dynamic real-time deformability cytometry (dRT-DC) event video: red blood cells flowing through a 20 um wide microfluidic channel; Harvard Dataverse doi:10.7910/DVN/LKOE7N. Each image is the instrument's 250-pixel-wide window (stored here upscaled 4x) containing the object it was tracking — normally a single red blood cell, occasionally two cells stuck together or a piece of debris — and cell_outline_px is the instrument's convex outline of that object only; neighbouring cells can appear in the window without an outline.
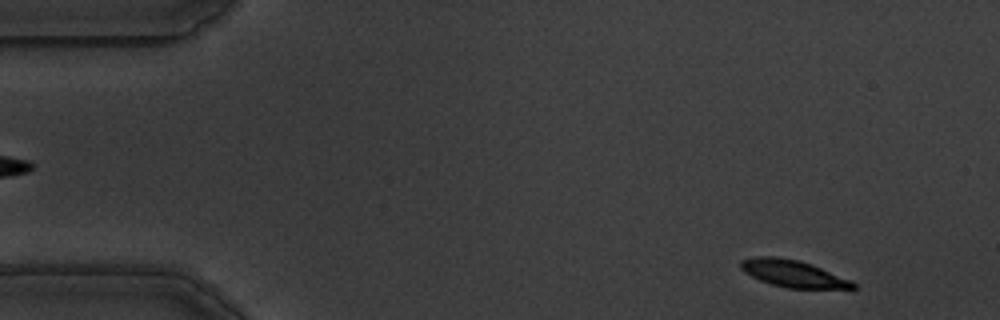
{"species": "common noctule bat (a hibernating species)", "species_latin": "Nyctalus noctula", "temperature_condition": "warm", "stored_images_in_passage": 55, "camera_frame_rate_fps": 3000, "um_per_image_px": 0.085, "animal": {"sex": "male", "body_mass_g": 19.5, "forearm_length_mm": 54.6}, "frame": {"image": 1, "passage_image": 3, "time_ms": 0.667, "image_size_px": [1000, 320], "cell_outline_px": [[856, 288], [788, 288], [772, 284], [760, 280], [744, 272], [740, 268], [740, 260], [756, 256], [776, 256], [800, 260], [812, 264], [852, 280], [856, 284]], "centroid_in_image_um": [67.4, 23.24], "position_along_channel_um": 17.6, "area_um2": 17.69}}
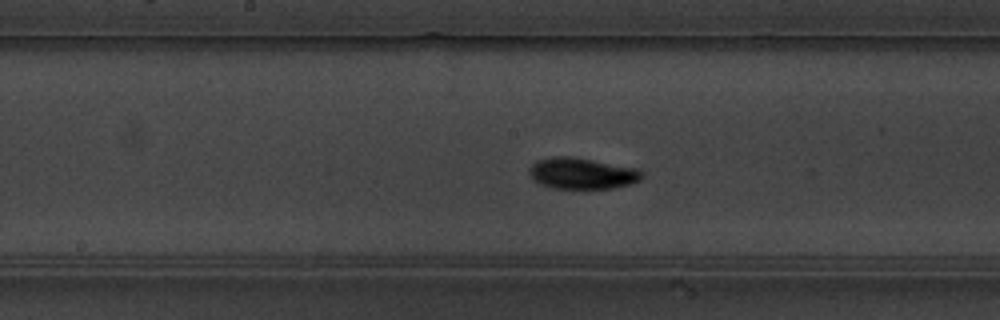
{"frame": {"image": 2, "passage_image": 27, "time_ms": 8.667, "image_size_px": [1000, 320], "cell_outline_px": [[644, 176], [640, 180], [628, 184], [612, 188], [552, 188], [540, 184], [532, 180], [528, 172], [528, 168], [536, 160], [552, 156], [568, 156], [640, 168], [644, 172]], "centroid_in_image_um": [49.45, 14.73], "position_along_channel_um": 198.7, "area_um2": 20.69}}
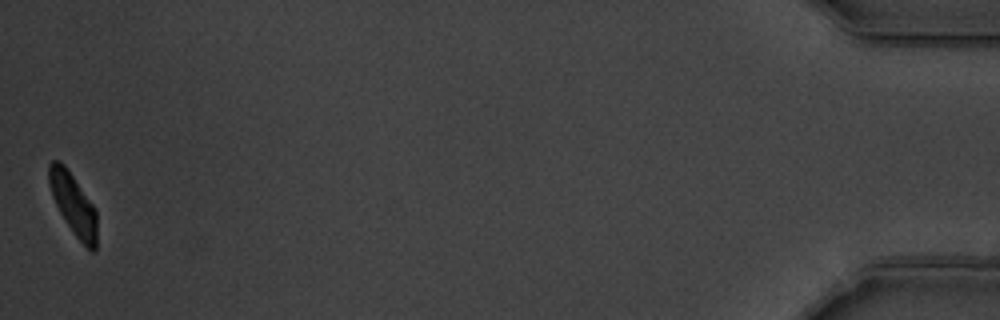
{"frame": {"image": 3, "passage_image": 55, "time_ms": 18.0, "image_size_px": [1000, 320], "cell_outline_px": [[96, 248], [92, 252], [76, 236], [60, 212], [52, 196], [48, 180], [48, 164], [52, 160], [60, 160], [64, 164], [92, 204], [96, 212]], "centroid_in_image_um": [6.2, 17.31], "position_along_channel_um": 429.0, "area_um2": 16.7}, "authors_computed_cell_mechanics": {"area_um2": 18.8428, "velocity_mm_per_s": 3.477, "shape_relaxation_time_tau1_ms": 2.8239, "shape_relaxation_time_tau2_ms": 3.5083, "deformation_change_tau1": 0.1535, "deformation_change_tau2": 0.0624}}